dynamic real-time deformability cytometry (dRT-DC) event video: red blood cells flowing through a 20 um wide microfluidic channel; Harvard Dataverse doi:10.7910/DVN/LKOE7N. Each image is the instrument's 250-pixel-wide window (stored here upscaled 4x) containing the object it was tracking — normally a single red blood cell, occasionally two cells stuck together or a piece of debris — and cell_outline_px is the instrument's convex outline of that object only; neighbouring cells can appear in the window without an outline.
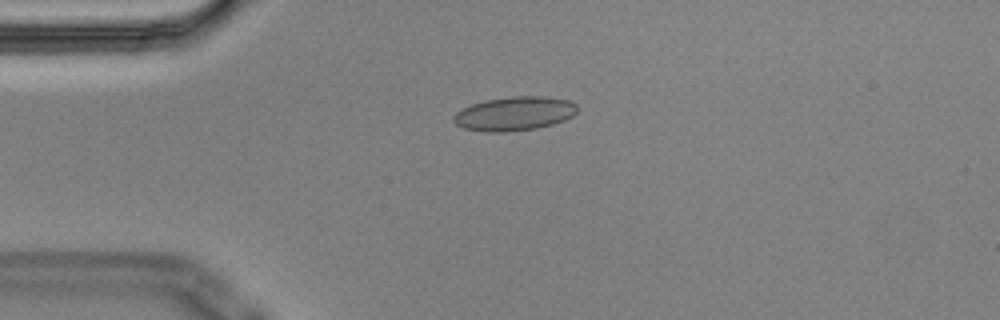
{"species": "Egyptian fruit bat (a non-hibernating species)", "species_latin": "Rousettus aegyptiacus", "temperature_condition": "cold", "stored_images_in_passage": 4, "camera_frame_rate_fps": 3000, "um_per_image_px": 0.085, "animal": {"sex": "male"}, "frame": {"image": 1, "passage_image": 3, "time_ms": 0.667, "image_size_px": [1000, 320], "cell_outline_px": [[576, 112], [572, 116], [564, 120], [552, 124], [536, 128], [504, 132], [484, 132], [464, 128], [456, 124], [452, 120], [452, 116], [460, 108], [484, 100], [512, 96], [548, 96], [568, 100], [576, 104]], "centroid_in_image_um": [43.68, 9.65], "position_along_channel_um": 41.3, "area_um2": 24.62}}